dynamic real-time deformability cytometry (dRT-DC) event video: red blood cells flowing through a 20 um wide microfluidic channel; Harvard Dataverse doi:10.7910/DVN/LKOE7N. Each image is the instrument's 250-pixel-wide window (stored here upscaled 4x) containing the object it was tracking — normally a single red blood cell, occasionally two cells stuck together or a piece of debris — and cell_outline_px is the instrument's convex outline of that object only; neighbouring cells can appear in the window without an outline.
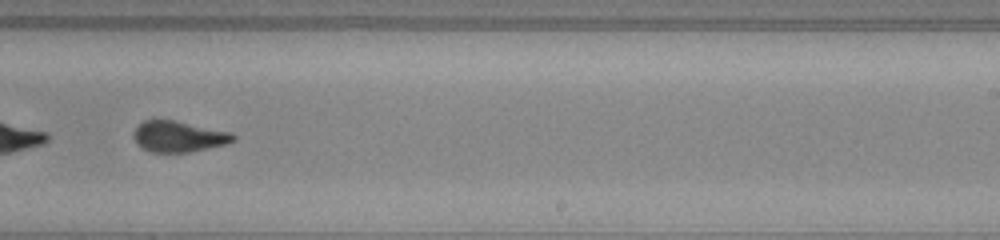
{"species": "common noctule bat (a hibernating species)", "species_latin": "Nyctalus noctula", "temperature_condition": "warm", "stored_images_in_passage": 47, "camera_frame_rate_fps": 3000, "um_per_image_px": 0.085, "animal": {"sex": "male", "body_mass_g": 20.0, "forearm_length_mm": 53.3}, "frame": {"image": 1, "passage_image": 30, "time_ms": 9.667, "image_size_px": [1000, 240], "cell_outline_px": [[236, 140], [224, 144], [208, 148], [188, 152], [152, 152], [144, 148], [132, 136], [132, 132], [144, 120], [176, 120], [232, 132], [236, 136]], "centroid_in_image_um": [15.21, 11.59], "position_along_channel_um": 273.8, "area_um2": 17.86}}
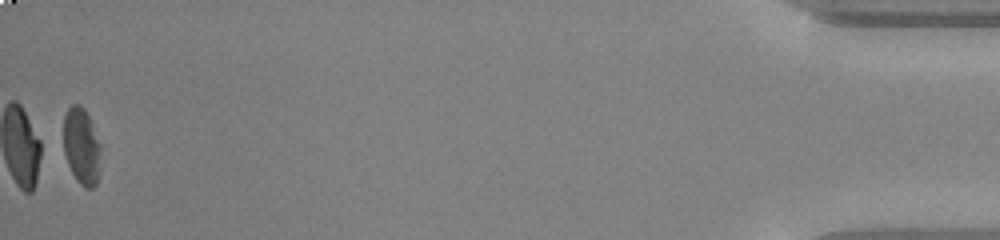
{"frame": {"image": 2, "passage_image": 47, "time_ms": 15.333, "image_size_px": [1000, 240], "cell_outline_px": [[100, 172], [96, 184], [92, 188], [84, 188], [76, 180], [68, 164], [64, 152], [64, 116], [68, 108], [72, 104], [80, 104], [84, 108], [92, 124], [100, 144]], "centroid_in_image_um": [6.94, 12.45], "position_along_channel_um": 428.3, "area_um2": 16.7}}